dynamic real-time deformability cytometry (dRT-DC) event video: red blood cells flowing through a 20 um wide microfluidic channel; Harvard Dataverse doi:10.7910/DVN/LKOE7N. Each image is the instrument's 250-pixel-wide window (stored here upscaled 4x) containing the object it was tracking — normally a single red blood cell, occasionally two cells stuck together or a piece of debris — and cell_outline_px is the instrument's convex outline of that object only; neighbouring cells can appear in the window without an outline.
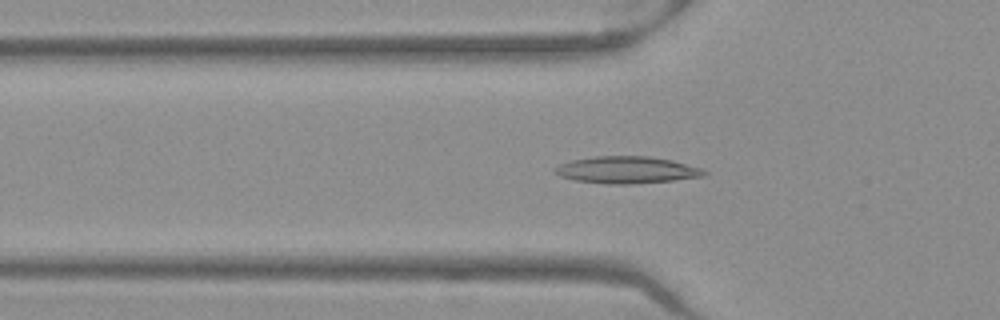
{"species": "Egyptian fruit bat (a non-hibernating species)", "species_latin": "Rousettus aegyptiacus", "temperature_condition": "warm", "stored_images_in_passage": 51, "camera_frame_rate_fps": 3000, "um_per_image_px": 0.085, "frame": {"image": 1, "passage_image": 17, "time_ms": 5.333, "image_size_px": [1000, 320], "cell_outline_px": [[708, 172], [704, 176], [672, 180], [632, 184], [608, 184], [576, 180], [560, 176], [556, 172], [556, 168], [560, 164], [572, 160], [596, 156], [648, 156], [672, 160], [700, 168]], "centroid_in_image_um": [53.29, 14.44], "position_along_channel_um": 72.5, "area_um2": 23.12}}
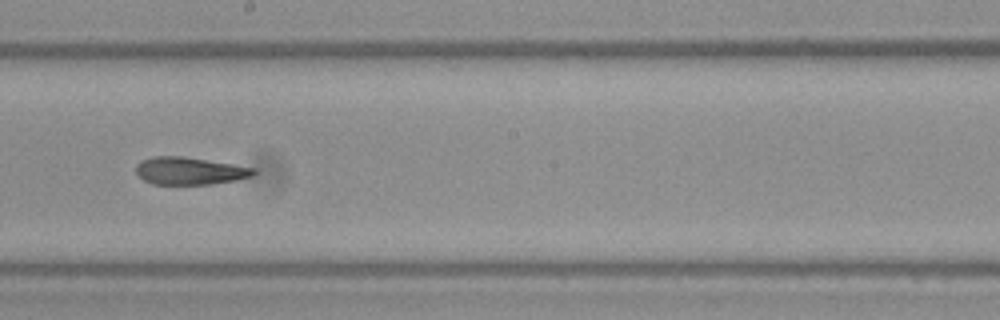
{"frame": {"image": 2, "passage_image": 29, "time_ms": 9.333, "image_size_px": [1000, 320], "cell_outline_px": [[260, 172], [252, 176], [236, 180], [208, 184], [152, 184], [144, 180], [136, 172], [136, 164], [140, 160], [152, 156], [184, 156], [256, 168]], "centroid_in_image_um": [16.13, 14.51], "position_along_channel_um": 232.1, "area_um2": 18.96}}
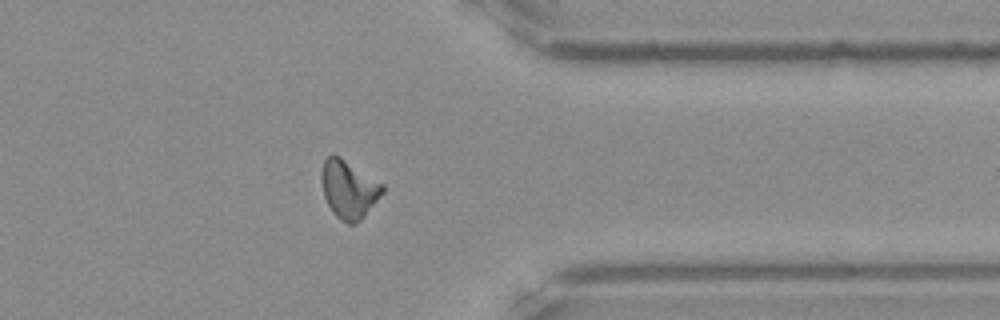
{"frame": {"image": 3, "passage_image": 41, "time_ms": 13.333, "image_size_px": [1000, 320], "cell_outline_px": [[384, 192], [364, 216], [356, 224], [348, 224], [340, 220], [332, 212], [324, 196], [320, 180], [320, 176], [324, 160], [332, 152], [340, 156], [384, 184]], "centroid_in_image_um": [29.63, 16.07], "position_along_channel_um": 381.8, "area_um2": 20.87}, "authors_computed_cell_mechanics": {"area_um2": 20.1144, "velocity_mm_per_s": 3.9641, "shape_relaxation_time_tau1_ms": null, "shape_relaxation_time_tau2_ms": 3.0368, "deformation_change_tau1": null, "deformation_change_tau2": 0.1106}}